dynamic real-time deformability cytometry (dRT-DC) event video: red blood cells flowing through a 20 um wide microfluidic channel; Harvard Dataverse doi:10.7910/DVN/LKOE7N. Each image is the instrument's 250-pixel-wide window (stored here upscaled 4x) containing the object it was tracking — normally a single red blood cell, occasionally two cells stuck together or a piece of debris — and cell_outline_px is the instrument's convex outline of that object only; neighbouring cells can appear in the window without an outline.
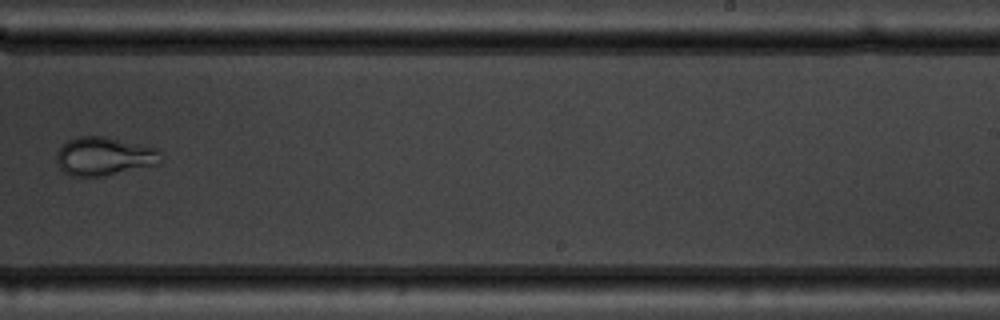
{"species": "common noctule bat (a hibernating species)", "species_latin": "Nyctalus noctula", "temperature_condition": "warm", "stored_images_in_passage": 10, "camera_frame_rate_fps": 3000, "um_per_image_px": 0.085, "animal": {"sex": "male", "body_mass_g": 19.5, "forearm_length_mm": 54.6}, "frame": {"image": 1, "passage_image": 10, "time_ms": 10.333, "image_size_px": [1000, 320], "cell_outline_px": [[160, 164], [104, 176], [72, 176], [64, 172], [60, 168], [56, 160], [56, 152], [68, 140], [80, 136], [104, 136], [160, 148]], "centroid_in_image_um": [8.87, 13.28], "position_along_channel_um": 280.1, "area_um2": 23.52}}